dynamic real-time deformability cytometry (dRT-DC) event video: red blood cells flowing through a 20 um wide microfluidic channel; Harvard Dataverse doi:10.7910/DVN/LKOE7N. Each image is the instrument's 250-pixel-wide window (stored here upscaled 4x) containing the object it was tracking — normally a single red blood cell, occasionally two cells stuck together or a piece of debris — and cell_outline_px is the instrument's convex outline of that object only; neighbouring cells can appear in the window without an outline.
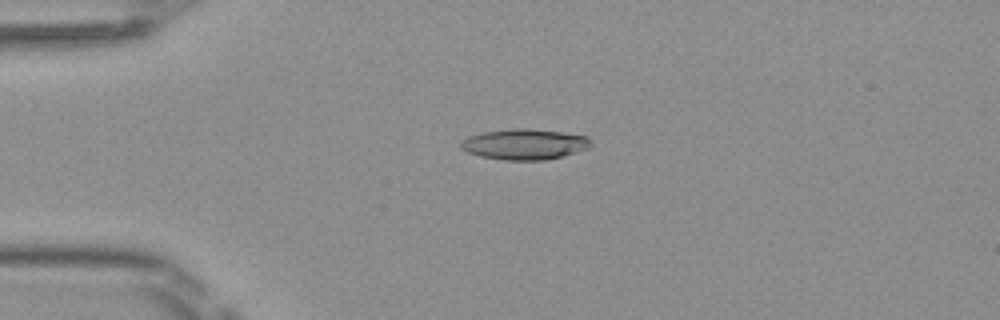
{"species": "Egyptian fruit bat (a non-hibernating species)", "species_latin": "Rousettus aegyptiacus", "temperature_condition": "room temperature", "stored_images_in_passage": 49, "camera_frame_rate_fps": 3000, "um_per_image_px": 0.085, "frame": {"image": 1, "passage_image": 12, "time_ms": 3.667, "image_size_px": [1000, 320], "cell_outline_px": [[588, 148], [560, 156], [544, 160], [504, 160], [480, 156], [468, 152], [460, 148], [460, 140], [468, 136], [484, 132], [516, 128], [528, 128], [560, 132], [588, 136]], "centroid_in_image_um": [44.5, 12.26], "position_along_channel_um": 40.5, "area_um2": 22.89}}
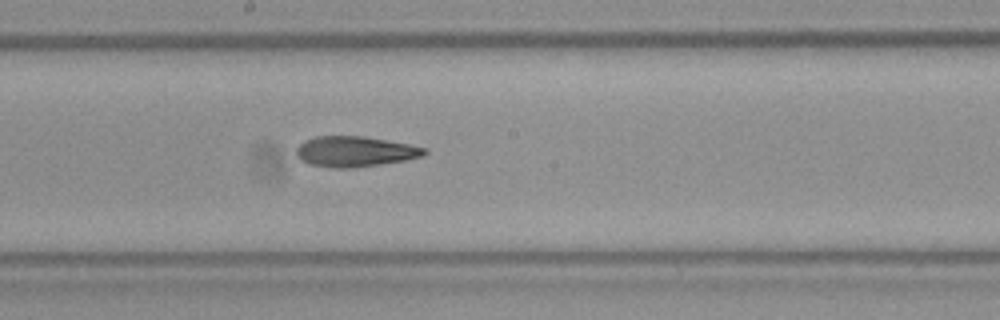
{"frame": {"image": 2, "passage_image": 27, "time_ms": 8.667, "image_size_px": [1000, 320], "cell_outline_px": [[428, 152], [424, 156], [404, 160], [356, 168], [332, 168], [308, 164], [300, 160], [296, 156], [296, 148], [304, 140], [316, 136], [364, 136], [408, 144], [428, 148]], "centroid_in_image_um": [30.15, 12.88], "position_along_channel_um": 218.0, "area_um2": 22.95}}
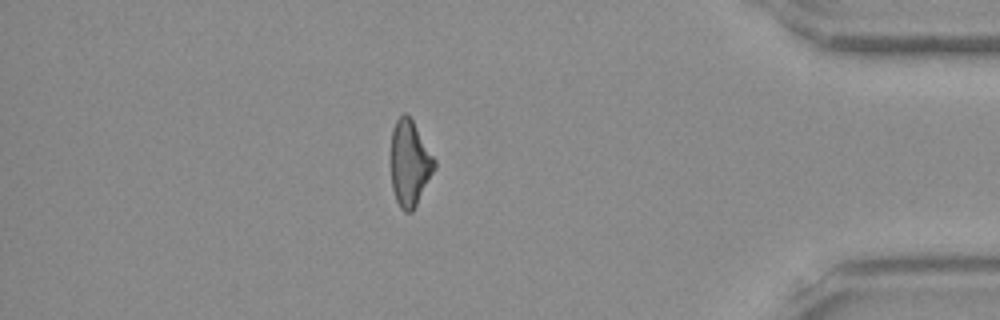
{"frame": {"image": 3, "passage_image": 43, "time_ms": 14.0, "image_size_px": [1000, 320], "cell_outline_px": [[436, 168], [412, 212], [404, 212], [400, 208], [396, 200], [392, 188], [392, 128], [396, 120], [404, 112], [412, 120], [436, 160]], "centroid_in_image_um": [34.84, 13.89], "position_along_channel_um": 400.4, "area_um2": 21.5}, "authors_computed_cell_mechanics": {"area_um2": 22.542, "velocity_mm_per_s": 4.1177, "shape_relaxation_time_tau1_ms": null, "shape_relaxation_time_tau2_ms": 3.9408, "deformation_change_tau1": null, "deformation_change_tau2": 0.154}}